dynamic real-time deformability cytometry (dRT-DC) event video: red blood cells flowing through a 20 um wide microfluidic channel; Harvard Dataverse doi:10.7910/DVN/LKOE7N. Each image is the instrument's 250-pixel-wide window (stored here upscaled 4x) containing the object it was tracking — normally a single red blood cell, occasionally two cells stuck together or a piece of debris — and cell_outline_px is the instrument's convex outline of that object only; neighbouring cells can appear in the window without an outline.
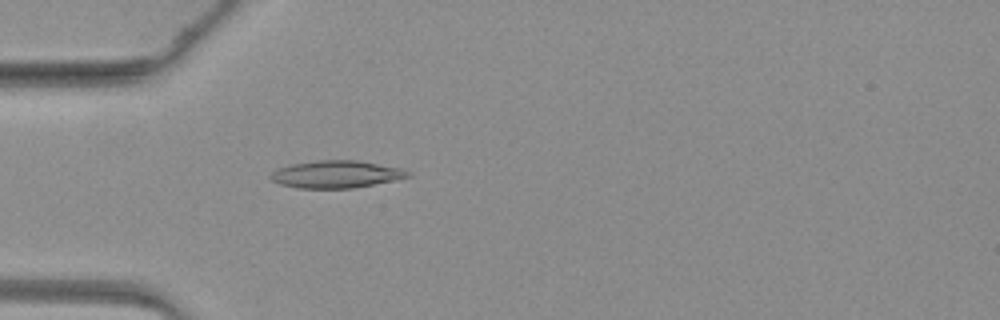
{"species": "common noctule bat (a hibernating species)", "species_latin": "Nyctalus noctula", "temperature_condition": "warm", "stored_images_in_passage": 47, "camera_frame_rate_fps": 3000, "um_per_image_px": 0.085, "animal": {"sex": "female", "body_mass_g": 19.3, "forearm_length_mm": 54.1}, "frame": {"image": 1, "passage_image": 14, "time_ms": 4.333, "image_size_px": [1000, 320], "cell_outline_px": [[412, 176], [352, 188], [300, 188], [280, 184], [272, 180], [268, 176], [276, 168], [292, 164], [316, 160], [356, 160], [400, 168], [412, 172]], "centroid_in_image_um": [28.54, 14.8], "position_along_channel_um": 56.5, "area_um2": 21.73}}
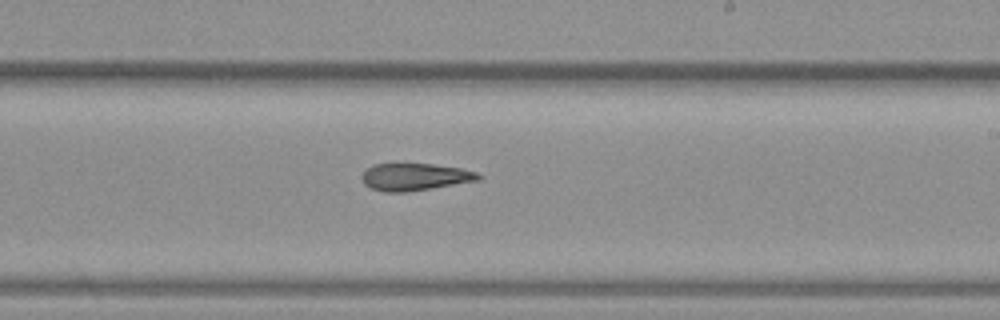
{"frame": {"image": 2, "passage_image": 28, "time_ms": 9.0, "image_size_px": [1000, 320], "cell_outline_px": [[484, 176], [480, 180], [408, 192], [384, 192], [372, 188], [364, 184], [360, 176], [372, 164], [432, 164], [460, 168], [476, 172]], "centroid_in_image_um": [35.27, 15.04], "position_along_channel_um": 253.7, "area_um2": 18.5}}
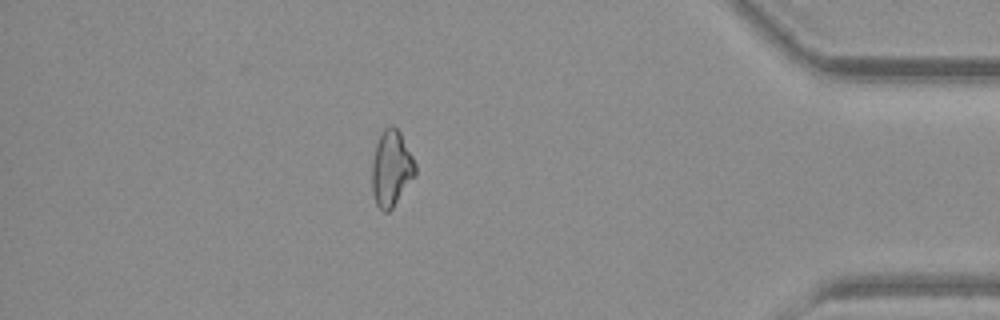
{"frame": {"image": 3, "passage_image": 41, "time_ms": 13.333, "image_size_px": [1000, 320], "cell_outline_px": [[416, 172], [392, 208], [388, 212], [384, 212], [376, 204], [372, 192], [372, 160], [376, 144], [380, 132], [388, 124], [392, 124], [400, 132], [416, 164]], "centroid_in_image_um": [33.23, 14.27], "position_along_channel_um": 402.0, "area_um2": 19.02}}